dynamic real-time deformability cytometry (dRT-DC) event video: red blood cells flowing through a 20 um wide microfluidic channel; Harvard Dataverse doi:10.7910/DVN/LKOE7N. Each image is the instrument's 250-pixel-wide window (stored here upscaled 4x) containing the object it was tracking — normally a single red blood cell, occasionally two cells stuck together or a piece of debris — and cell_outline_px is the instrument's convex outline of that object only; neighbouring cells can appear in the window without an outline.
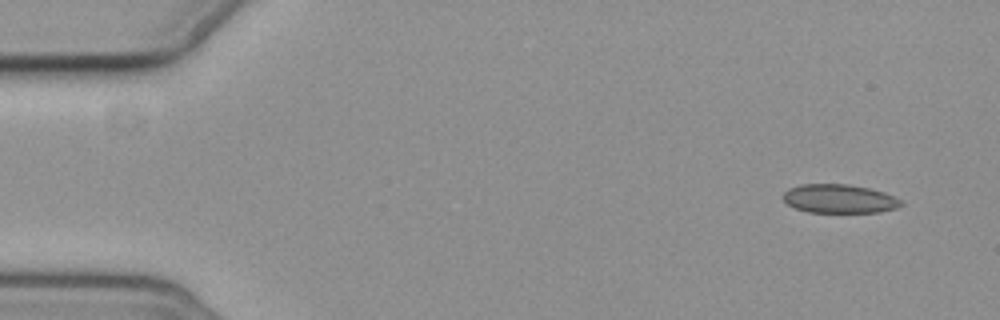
{"species": "common noctule bat (a hibernating species)", "species_latin": "Nyctalus noctula", "temperature_condition": "cold", "stored_images_in_passage": 5, "camera_frame_rate_fps": 3000, "um_per_image_px": 0.085, "animal": {"sex": "female", "body_mass_g": 19.3, "forearm_length_mm": 54.1}, "frame": {"image": 1, "passage_image": 1, "time_ms": 0.0, "image_size_px": [1000, 320], "cell_outline_px": [[904, 204], [896, 208], [880, 212], [808, 212], [796, 208], [788, 204], [780, 196], [788, 188], [800, 184], [848, 184], [868, 188], [884, 192], [900, 200]], "centroid_in_image_um": [71.3, 16.89], "position_along_channel_um": 13.7, "area_um2": 19.77}}